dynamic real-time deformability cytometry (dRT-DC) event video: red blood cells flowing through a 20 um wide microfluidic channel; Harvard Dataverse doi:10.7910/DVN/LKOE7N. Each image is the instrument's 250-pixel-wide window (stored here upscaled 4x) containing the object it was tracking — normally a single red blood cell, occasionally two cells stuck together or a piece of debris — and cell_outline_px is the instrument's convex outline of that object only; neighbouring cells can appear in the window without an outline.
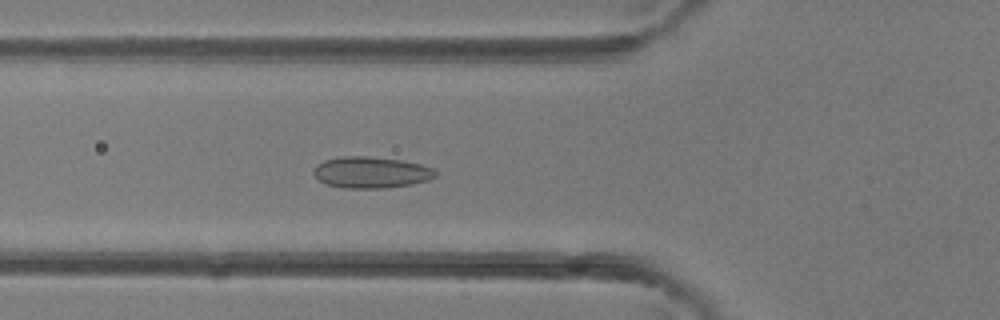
{"species": "common noctule bat (a hibernating species)", "species_latin": "Nyctalus noctula", "temperature_condition": "room temperature", "stored_images_in_passage": 43, "camera_frame_rate_fps": 3000, "um_per_image_px": 0.085, "animal": {"sex": "female"}, "frame": {"image": 1, "passage_image": 16, "time_ms": 5.0, "image_size_px": [1000, 320], "cell_outline_px": [[436, 176], [428, 180], [412, 184], [384, 188], [344, 188], [324, 184], [312, 172], [316, 164], [324, 160], [340, 156], [368, 156], [400, 160], [420, 164], [432, 168], [436, 172]], "centroid_in_image_um": [31.51, 14.65], "position_along_channel_um": 94.3, "area_um2": 22.31}}
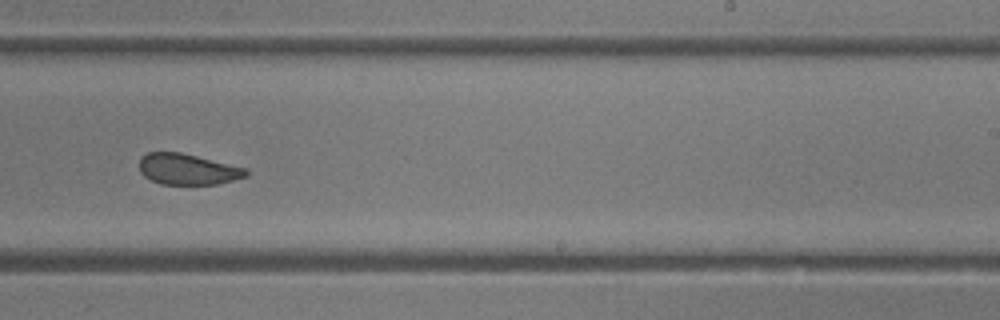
{"frame": {"image": 2, "passage_image": 27, "time_ms": 8.667, "image_size_px": [1000, 320], "cell_outline_px": [[248, 176], [216, 184], [160, 184], [144, 176], [140, 172], [140, 156], [148, 152], [180, 152], [248, 168]], "centroid_in_image_um": [15.95, 14.38], "position_along_channel_um": 273.0, "area_um2": 19.25}}
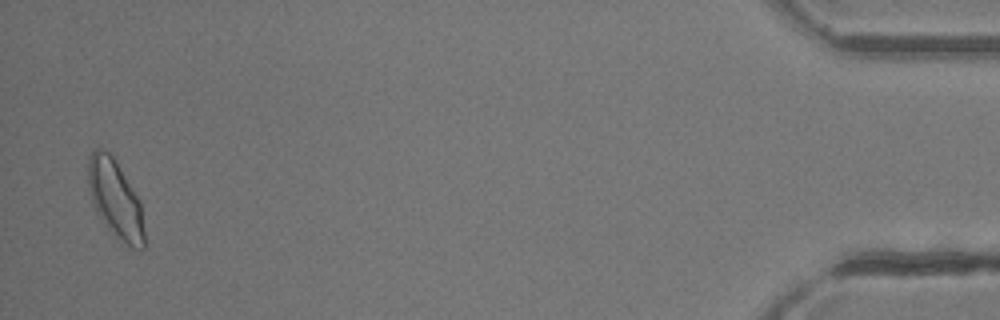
{"frame": {"image": 3, "passage_image": 42, "time_ms": 13.667, "image_size_px": [1000, 320], "cell_outline_px": [[144, 248], [132, 248], [116, 236], [96, 212], [92, 200], [88, 184], [88, 156], [96, 148], [108, 152], [112, 156], [140, 200], [144, 232]], "centroid_in_image_um": [9.8, 16.91], "position_along_channel_um": 425.4, "area_um2": 24.85}}